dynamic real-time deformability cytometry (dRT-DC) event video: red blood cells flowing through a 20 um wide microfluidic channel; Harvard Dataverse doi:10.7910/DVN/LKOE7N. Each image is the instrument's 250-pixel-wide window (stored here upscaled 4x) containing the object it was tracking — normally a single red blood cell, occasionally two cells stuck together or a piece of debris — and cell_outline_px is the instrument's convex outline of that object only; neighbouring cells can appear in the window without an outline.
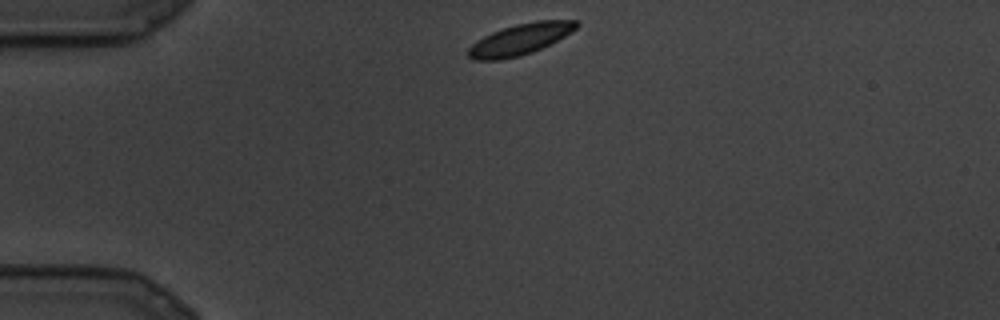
{"species": "common noctule bat (a hibernating species)", "species_latin": "Nyctalus noctula", "temperature_condition": "cold", "stored_images_in_passage": 21, "camera_frame_rate_fps": 3000, "um_per_image_px": 0.085, "animal": {"sex": "male", "body_mass_g": 19.5, "forearm_length_mm": 54.6}, "frame": {"image": 1, "passage_image": 1, "time_ms": 0.0, "image_size_px": [1000, 320], "cell_outline_px": [[580, 24], [572, 32], [532, 52], [520, 56], [500, 60], [472, 60], [468, 56], [468, 48], [472, 44], [484, 36], [492, 32], [516, 24], [536, 20], [580, 20]], "centroid_in_image_um": [44.21, 3.33], "position_along_channel_um": 40.8, "area_um2": 19.48}}
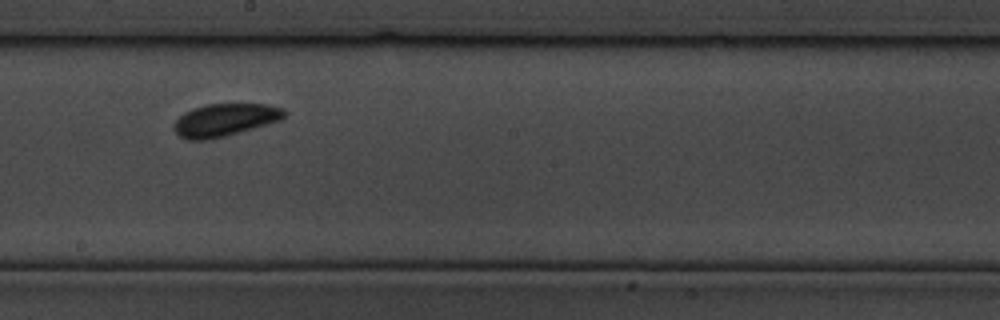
{"frame": {"image": 2, "passage_image": 10, "time_ms": 3.0, "image_size_px": [1000, 320], "cell_outline_px": [[288, 112], [280, 120], [224, 136], [208, 140], [188, 140], [180, 136], [172, 128], [172, 124], [184, 112], [192, 108], [208, 104], [268, 104], [284, 108]], "centroid_in_image_um": [19.09, 10.18], "position_along_channel_um": 229.1, "area_um2": 20.92}}
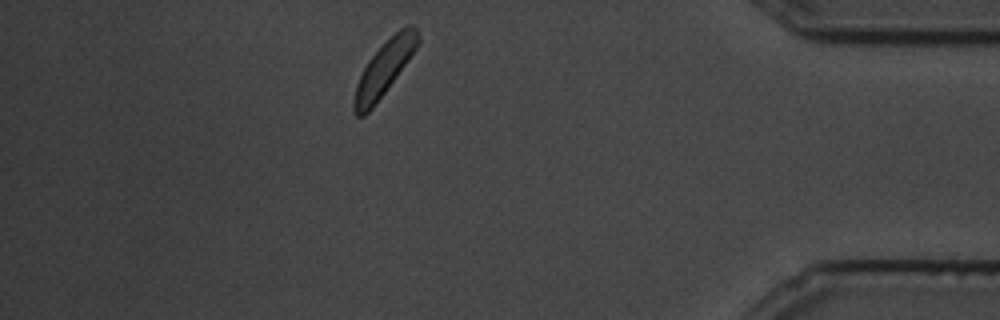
{"frame": {"image": 3, "passage_image": 18, "time_ms": 5.667, "image_size_px": [1000, 320], "cell_outline_px": [[420, 40], [416, 48], [384, 92], [372, 108], [364, 116], [356, 116], [352, 108], [352, 104], [356, 84], [368, 60], [400, 28], [408, 24], [412, 24], [416, 28]], "centroid_in_image_um": [32.62, 5.84], "position_along_channel_um": 402.6, "area_um2": 19.48}}